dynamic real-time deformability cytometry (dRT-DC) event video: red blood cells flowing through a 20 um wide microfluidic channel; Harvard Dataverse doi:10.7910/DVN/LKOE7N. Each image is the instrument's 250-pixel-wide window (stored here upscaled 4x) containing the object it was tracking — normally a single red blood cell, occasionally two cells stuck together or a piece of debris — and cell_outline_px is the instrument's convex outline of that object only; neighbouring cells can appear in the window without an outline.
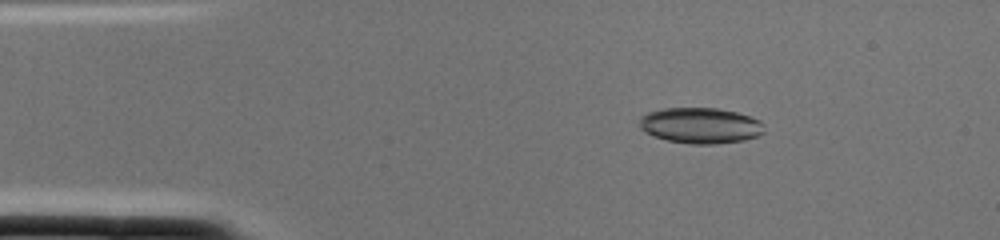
{"species": "common noctule bat (a hibernating species)", "species_latin": "Nyctalus noctula", "temperature_condition": "cold", "stored_images_in_passage": 1, "camera_frame_rate_fps": 3000, "um_per_image_px": 0.085, "animal": {"sex": "female", "body_mass_g": 22.0, "forearm_length_mm": 56.7}, "frame": {"image": 1, "passage_image": 1, "time_ms": 0.0, "image_size_px": [1000, 240], "cell_outline_px": [[764, 132], [756, 136], [744, 140], [716, 144], [688, 144], [668, 140], [652, 136], [640, 128], [640, 116], [648, 112], [664, 108], [716, 108], [736, 112], [760, 120], [764, 124]], "centroid_in_image_um": [59.53, 10.67], "position_along_channel_um": 25.5, "area_um2": 26.07}}